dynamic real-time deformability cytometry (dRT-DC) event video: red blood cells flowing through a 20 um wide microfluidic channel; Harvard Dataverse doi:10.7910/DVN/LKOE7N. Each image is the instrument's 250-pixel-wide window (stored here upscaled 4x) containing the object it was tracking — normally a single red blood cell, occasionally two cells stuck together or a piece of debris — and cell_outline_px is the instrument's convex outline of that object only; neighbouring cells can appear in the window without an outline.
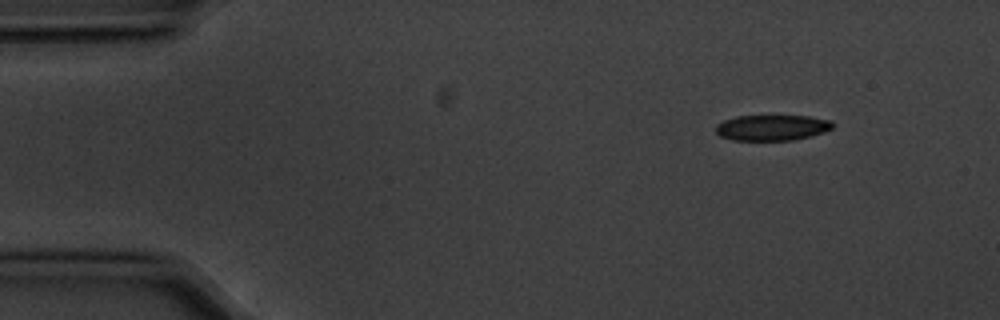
{"species": "common noctule bat (a hibernating species)", "species_latin": "Nyctalus noctula", "temperature_condition": "cold", "stored_images_in_passage": 9, "camera_frame_rate_fps": 3000, "um_per_image_px": 0.085, "animal": {"sex": "male", "body_mass_g": 20.1, "forearm_length_mm": 53.5}, "frame": {"image": 1, "passage_image": 1, "time_ms": 0.0, "image_size_px": [1000, 320], "cell_outline_px": [[832, 128], [824, 132], [792, 140], [732, 140], [720, 136], [716, 132], [716, 124], [724, 120], [736, 116], [808, 116], [832, 120]], "centroid_in_image_um": [65.6, 10.84], "position_along_channel_um": 19.4, "area_um2": 17.4}}